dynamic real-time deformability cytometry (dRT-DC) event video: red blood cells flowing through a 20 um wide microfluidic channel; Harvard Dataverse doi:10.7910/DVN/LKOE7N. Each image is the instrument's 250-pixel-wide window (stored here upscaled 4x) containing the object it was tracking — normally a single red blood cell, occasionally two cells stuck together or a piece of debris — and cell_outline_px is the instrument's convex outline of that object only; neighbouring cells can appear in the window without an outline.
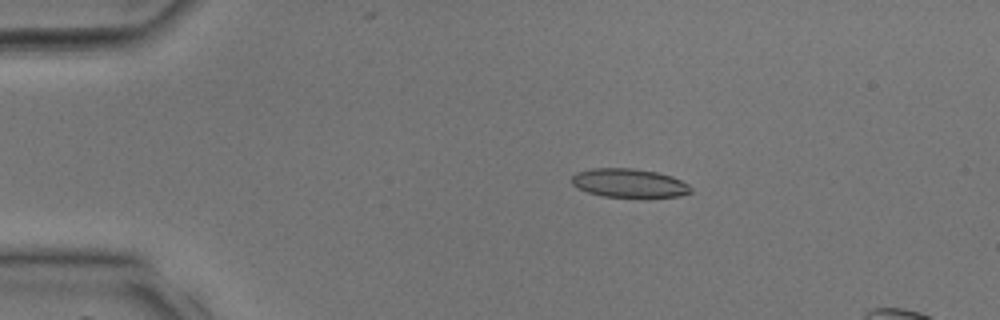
{"species": "common noctule bat (a hibernating species)", "species_latin": "Nyctalus noctula", "temperature_condition": "room temperature", "stored_images_in_passage": 13, "camera_frame_rate_fps": 3000, "um_per_image_px": 0.085, "animal": {"sex": "male", "body_mass_g": 17.9, "forearm_length_mm": 54.2}, "frame": {"image": 1, "passage_image": 8, "time_ms": 2.333, "image_size_px": [1000, 320], "cell_outline_px": [[692, 192], [680, 196], [644, 200], [604, 196], [588, 192], [572, 184], [572, 176], [576, 172], [592, 168], [632, 168], [656, 172], [672, 176], [688, 184], [692, 188]], "centroid_in_image_um": [53.54, 15.61], "position_along_channel_um": 31.5, "area_um2": 20.69}}